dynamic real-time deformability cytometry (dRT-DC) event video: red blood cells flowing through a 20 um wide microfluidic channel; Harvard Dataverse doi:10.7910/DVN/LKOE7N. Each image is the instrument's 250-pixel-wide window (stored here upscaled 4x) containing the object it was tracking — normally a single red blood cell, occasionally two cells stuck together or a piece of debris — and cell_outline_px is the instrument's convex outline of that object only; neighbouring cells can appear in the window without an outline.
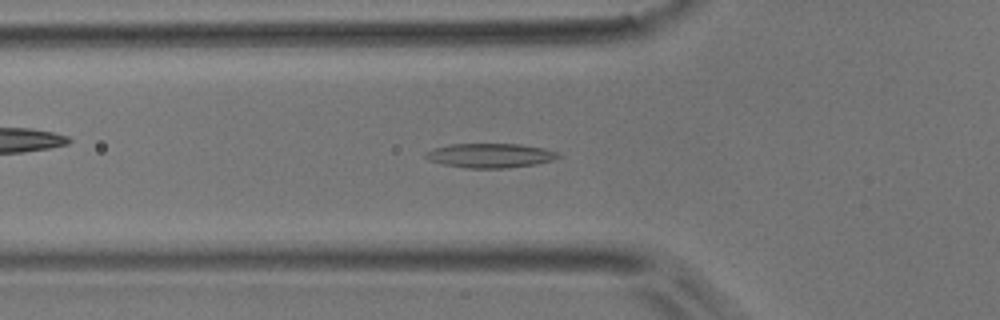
{"species": "common noctule bat (a hibernating species)", "species_latin": "Nyctalus noctula", "temperature_condition": "room temperature", "stored_images_in_passage": 51, "camera_frame_rate_fps": 3000, "um_per_image_px": 0.085, "animal": {"sex": "male", "body_mass_g": 17.9}, "frame": {"image": 1, "passage_image": 17, "time_ms": 5.333, "image_size_px": [1000, 320], "cell_outline_px": [[560, 156], [552, 160], [536, 164], [508, 168], [468, 168], [444, 164], [428, 160], [424, 156], [424, 152], [432, 148], [448, 144], [520, 144], [544, 148], [556, 152]], "centroid_in_image_um": [41.62, 13.21], "position_along_channel_um": 84.2, "area_um2": 18.84}}
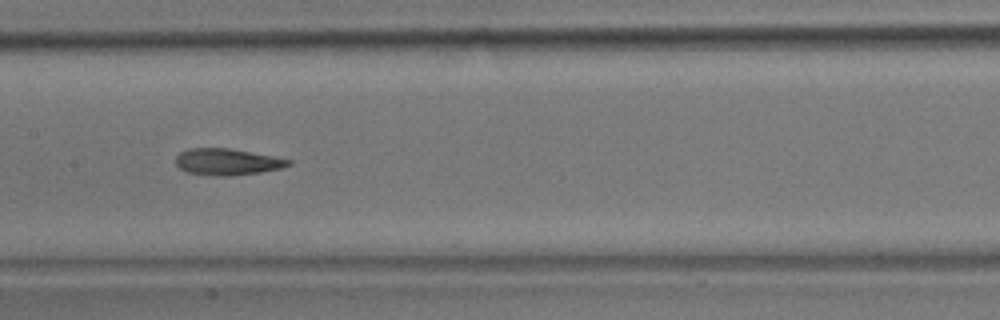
{"frame": {"image": 2, "passage_image": 25, "time_ms": 8.0, "image_size_px": [1000, 320], "cell_outline_px": [[292, 164], [280, 168], [260, 172], [232, 176], [216, 176], [184, 172], [176, 164], [176, 156], [180, 152], [188, 148], [228, 148], [272, 156], [292, 160]], "centroid_in_image_um": [19.28, 13.76], "position_along_channel_um": 188.1, "area_um2": 17.4}}
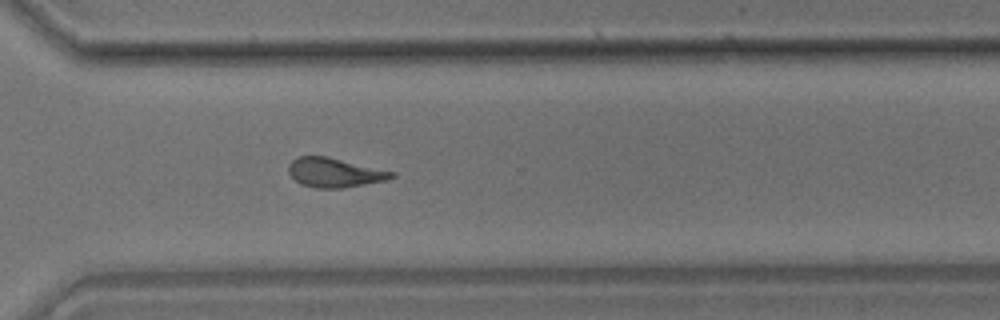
{"frame": {"image": 3, "passage_image": 37, "time_ms": 12.0, "image_size_px": [1000, 320], "cell_outline_px": [[396, 176], [388, 180], [344, 188], [312, 188], [300, 184], [288, 172], [288, 164], [296, 156], [328, 156], [396, 172]], "centroid_in_image_um": [28.45, 14.67], "position_along_channel_um": 342.2, "area_um2": 17.92}, "authors_computed_cell_mechanics": {"area_um2": 17.7446, "velocity_mm_per_s": 3.8612, "shape_relaxation_time_tau1_ms": 6.2721, "shape_relaxation_time_tau2_ms": 2.5931, "deformation_change_tau1": 0.1739, "deformation_change_tau2": 0.1115}}